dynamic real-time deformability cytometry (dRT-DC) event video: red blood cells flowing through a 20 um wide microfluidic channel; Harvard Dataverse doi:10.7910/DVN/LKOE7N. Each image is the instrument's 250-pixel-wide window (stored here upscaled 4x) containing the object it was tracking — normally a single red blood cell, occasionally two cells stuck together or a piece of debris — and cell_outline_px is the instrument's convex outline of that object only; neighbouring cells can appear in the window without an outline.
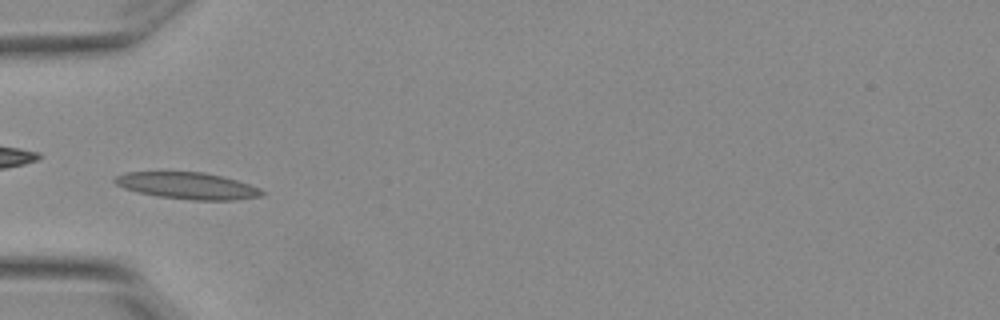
{"species": "Egyptian fruit bat (a non-hibernating species)", "species_latin": "Rousettus aegyptiacus", "temperature_condition": "warm", "stored_images_in_passage": 2, "camera_frame_rate_fps": 3000, "um_per_image_px": 0.085, "animal": {"sex": "female"}, "frame": {"image": 1, "passage_image": 2, "time_ms": 0.333, "image_size_px": [1000, 320], "cell_outline_px": [[264, 192], [260, 196], [232, 200], [192, 200], [156, 196], [124, 188], [116, 184], [112, 180], [116, 176], [124, 172], [204, 172], [224, 176], [260, 188]], "centroid_in_image_um": [15.92, 15.78], "position_along_channel_um": 69.1, "area_um2": 22.77}}